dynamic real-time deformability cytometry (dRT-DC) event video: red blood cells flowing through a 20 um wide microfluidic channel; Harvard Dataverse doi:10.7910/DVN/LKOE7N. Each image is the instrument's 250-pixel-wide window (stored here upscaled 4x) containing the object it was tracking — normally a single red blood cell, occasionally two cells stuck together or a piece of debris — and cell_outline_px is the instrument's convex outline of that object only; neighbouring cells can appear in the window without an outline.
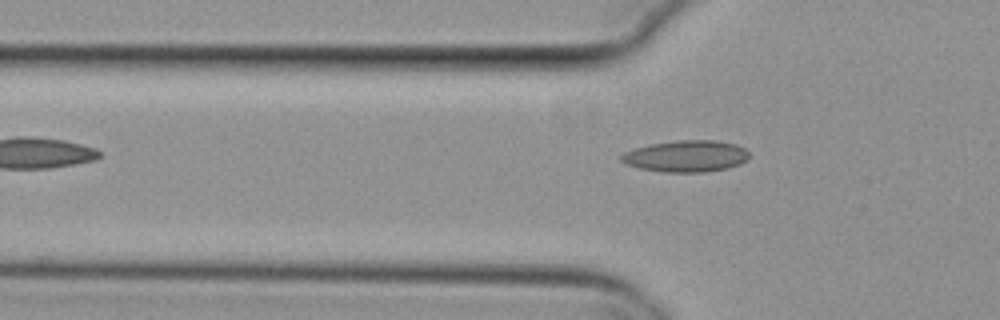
{"species": "common noctule bat (a hibernating species)", "species_latin": "Nyctalus noctula", "temperature_condition": "cold", "stored_images_in_passage": 5, "camera_frame_rate_fps": 3000, "um_per_image_px": 0.085, "animal": {"sex": "female", "body_mass_g": 29.2, "forearm_length_mm": 56.3}, "frame": {"image": 1, "passage_image": 5, "time_ms": 1.333, "image_size_px": [1000, 320], "cell_outline_px": [[748, 160], [740, 164], [728, 168], [704, 172], [664, 172], [640, 168], [624, 164], [620, 160], [620, 156], [624, 152], [636, 148], [652, 144], [676, 140], [716, 140], [736, 144], [744, 148], [748, 152]], "centroid_in_image_um": [58.33, 13.27], "position_along_channel_um": 67.5, "area_um2": 23.58}}